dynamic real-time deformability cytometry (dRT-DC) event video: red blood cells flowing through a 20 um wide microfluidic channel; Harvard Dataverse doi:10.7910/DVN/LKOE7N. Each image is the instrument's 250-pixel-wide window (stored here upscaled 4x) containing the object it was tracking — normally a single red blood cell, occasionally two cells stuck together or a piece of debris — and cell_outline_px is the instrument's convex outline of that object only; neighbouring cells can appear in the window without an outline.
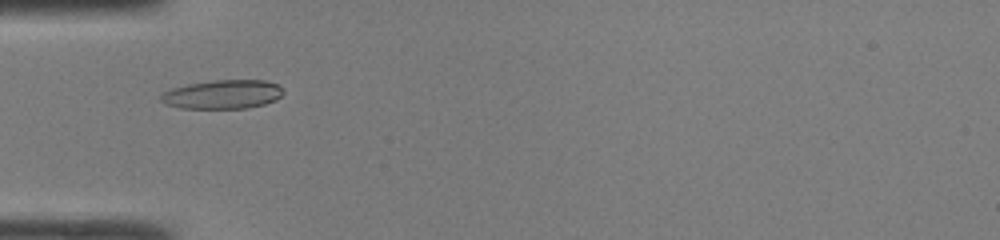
{"species": "common noctule bat (a hibernating species)", "species_latin": "Nyctalus noctula", "temperature_condition": "room temperature", "stored_images_in_passage": 42, "camera_frame_rate_fps": 3000, "um_per_image_px": 0.085, "animal": {"sex": "male", "body_mass_g": 19.0, "forearm_length_mm": 50.8}, "frame": {"image": 1, "passage_image": 10, "time_ms": 3.0, "image_size_px": [1000, 240], "cell_outline_px": [[284, 92], [276, 100], [264, 104], [248, 108], [180, 108], [164, 104], [160, 100], [160, 96], [164, 92], [172, 88], [188, 84], [212, 80], [264, 80], [280, 84]], "centroid_in_image_um": [18.94, 8.02], "position_along_channel_um": 66.1, "area_um2": 20.75}}
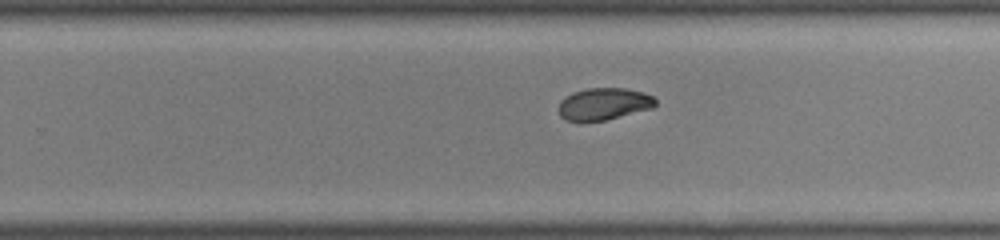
{"frame": {"image": 2, "passage_image": 25, "time_ms": 8.0, "image_size_px": [1000, 240], "cell_outline_px": [[656, 104], [652, 108], [604, 120], [580, 124], [564, 120], [560, 116], [556, 108], [560, 100], [564, 96], [572, 92], [588, 88], [624, 88], [644, 92], [652, 96], [656, 100]], "centroid_in_image_um": [51.22, 8.86], "position_along_channel_um": 278.6, "area_um2": 18.67}}
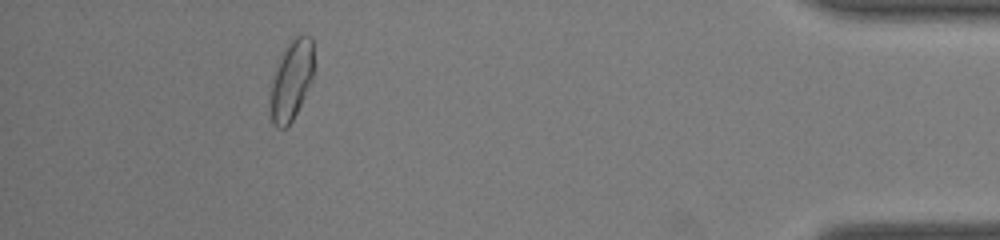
{"frame": {"image": 3, "passage_image": 38, "time_ms": 12.333, "image_size_px": [1000, 240], "cell_outline_px": [[312, 80], [292, 120], [284, 128], [276, 128], [272, 124], [268, 112], [268, 108], [272, 76], [284, 48], [296, 36], [304, 32], [312, 36]], "centroid_in_image_um": [24.71, 6.83], "position_along_channel_um": 410.5, "area_um2": 20.46}, "authors_computed_cell_mechanics": {"area_um2": 19.1896, "velocity_mm_per_s": 4.2758, "shape_relaxation_time_tau1_ms": 6.6611, "shape_relaxation_time_tau2_ms": 4.3928, "deformation_change_tau1": 0.2239, "deformation_change_tau2": 0.0667}}